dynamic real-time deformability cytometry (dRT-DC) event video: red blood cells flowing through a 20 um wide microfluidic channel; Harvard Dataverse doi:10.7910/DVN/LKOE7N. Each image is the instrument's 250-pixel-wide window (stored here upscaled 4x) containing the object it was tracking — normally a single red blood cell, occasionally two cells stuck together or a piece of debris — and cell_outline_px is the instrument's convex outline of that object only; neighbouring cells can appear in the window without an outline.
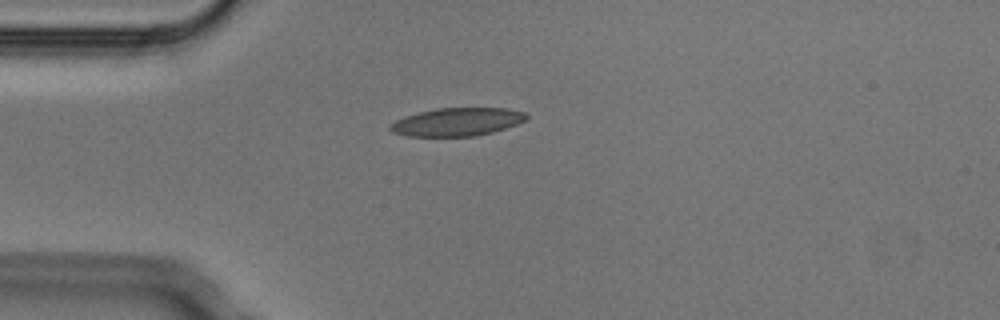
{"species": "Egyptian fruit bat (a non-hibernating species)", "species_latin": "Rousettus aegyptiacus", "temperature_condition": "cold", "stored_images_in_passage": 1, "camera_frame_rate_fps": 3000, "um_per_image_px": 0.085, "animal": {"sex": "male"}, "frame": {"image": 1, "passage_image": 1, "time_ms": 0.0, "image_size_px": [1000, 320], "cell_outline_px": [[528, 116], [524, 120], [516, 124], [492, 132], [476, 136], [408, 136], [392, 132], [388, 128], [388, 124], [404, 116], [436, 108], [504, 108], [524, 112]], "centroid_in_image_um": [38.8, 10.36], "position_along_channel_um": 46.2, "area_um2": 22.2}}